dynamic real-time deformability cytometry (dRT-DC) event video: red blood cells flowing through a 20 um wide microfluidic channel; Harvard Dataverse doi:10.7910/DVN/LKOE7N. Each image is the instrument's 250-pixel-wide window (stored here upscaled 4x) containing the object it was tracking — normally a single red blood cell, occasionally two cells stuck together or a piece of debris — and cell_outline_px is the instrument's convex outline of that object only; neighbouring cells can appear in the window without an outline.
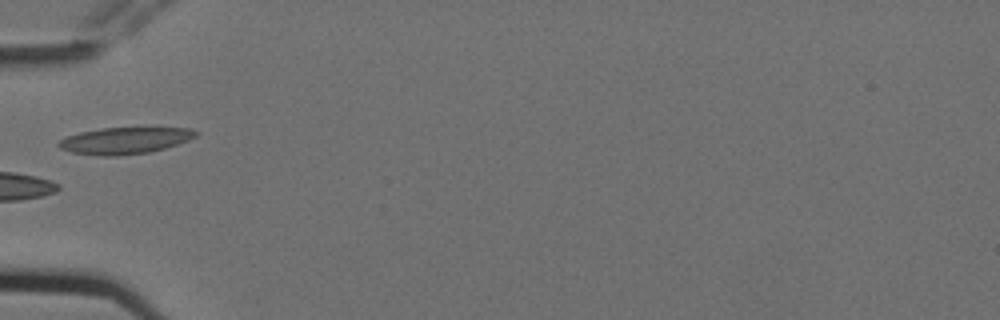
{"species": "Egyptian fruit bat (a non-hibernating species)", "species_latin": "Rousettus aegyptiacus", "temperature_condition": "cold", "stored_images_in_passage": 6, "camera_frame_rate_fps": 3000, "um_per_image_px": 0.085, "animal": {"sex": "female"}, "frame": {"image": 1, "passage_image": 6, "time_ms": 1.667, "image_size_px": [1000, 320], "cell_outline_px": [[200, 132], [196, 136], [188, 140], [164, 148], [148, 152], [116, 156], [100, 156], [72, 152], [60, 148], [56, 144], [60, 140], [68, 136], [80, 132], [100, 128], [156, 124], [192, 128]], "centroid_in_image_um": [10.73, 11.87], "position_along_channel_um": 74.3, "area_um2": 22.43}}